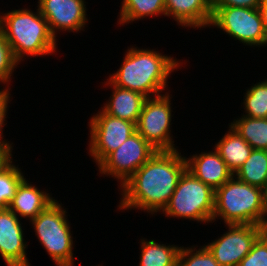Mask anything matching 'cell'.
Listing matches in <instances>:
<instances>
[{"label":"cell","mask_w":267,"mask_h":266,"mask_svg":"<svg viewBox=\"0 0 267 266\" xmlns=\"http://www.w3.org/2000/svg\"><path fill=\"white\" fill-rule=\"evenodd\" d=\"M214 205L215 190L186 169L161 214L168 218H182L204 225L212 223Z\"/></svg>","instance_id":"6"},{"label":"cell","mask_w":267,"mask_h":266,"mask_svg":"<svg viewBox=\"0 0 267 266\" xmlns=\"http://www.w3.org/2000/svg\"><path fill=\"white\" fill-rule=\"evenodd\" d=\"M214 150V151H213ZM187 170L204 184L214 190L221 187L234 174L213 148L212 151H202L186 157Z\"/></svg>","instance_id":"15"},{"label":"cell","mask_w":267,"mask_h":266,"mask_svg":"<svg viewBox=\"0 0 267 266\" xmlns=\"http://www.w3.org/2000/svg\"><path fill=\"white\" fill-rule=\"evenodd\" d=\"M177 266H220V264L204 244L202 246H181Z\"/></svg>","instance_id":"25"},{"label":"cell","mask_w":267,"mask_h":266,"mask_svg":"<svg viewBox=\"0 0 267 266\" xmlns=\"http://www.w3.org/2000/svg\"><path fill=\"white\" fill-rule=\"evenodd\" d=\"M140 255L138 266H177L178 253L181 246L156 242L154 239H140Z\"/></svg>","instance_id":"19"},{"label":"cell","mask_w":267,"mask_h":266,"mask_svg":"<svg viewBox=\"0 0 267 266\" xmlns=\"http://www.w3.org/2000/svg\"><path fill=\"white\" fill-rule=\"evenodd\" d=\"M238 266H267V237L262 233Z\"/></svg>","instance_id":"27"},{"label":"cell","mask_w":267,"mask_h":266,"mask_svg":"<svg viewBox=\"0 0 267 266\" xmlns=\"http://www.w3.org/2000/svg\"><path fill=\"white\" fill-rule=\"evenodd\" d=\"M234 176L263 189L267 184V150L253 149L249 158L238 168Z\"/></svg>","instance_id":"22"},{"label":"cell","mask_w":267,"mask_h":266,"mask_svg":"<svg viewBox=\"0 0 267 266\" xmlns=\"http://www.w3.org/2000/svg\"><path fill=\"white\" fill-rule=\"evenodd\" d=\"M13 147L14 145H0V173L13 163Z\"/></svg>","instance_id":"30"},{"label":"cell","mask_w":267,"mask_h":266,"mask_svg":"<svg viewBox=\"0 0 267 266\" xmlns=\"http://www.w3.org/2000/svg\"><path fill=\"white\" fill-rule=\"evenodd\" d=\"M14 162L0 173V209H8L20 182L26 177Z\"/></svg>","instance_id":"24"},{"label":"cell","mask_w":267,"mask_h":266,"mask_svg":"<svg viewBox=\"0 0 267 266\" xmlns=\"http://www.w3.org/2000/svg\"><path fill=\"white\" fill-rule=\"evenodd\" d=\"M259 10L262 16L264 31L267 36V0H261Z\"/></svg>","instance_id":"31"},{"label":"cell","mask_w":267,"mask_h":266,"mask_svg":"<svg viewBox=\"0 0 267 266\" xmlns=\"http://www.w3.org/2000/svg\"><path fill=\"white\" fill-rule=\"evenodd\" d=\"M3 13L0 12V30L18 63L21 64L25 57L29 59L57 53L58 39L50 32L48 22L38 7L36 12L25 7Z\"/></svg>","instance_id":"3"},{"label":"cell","mask_w":267,"mask_h":266,"mask_svg":"<svg viewBox=\"0 0 267 266\" xmlns=\"http://www.w3.org/2000/svg\"><path fill=\"white\" fill-rule=\"evenodd\" d=\"M165 14L178 26L205 30L212 20V0H165Z\"/></svg>","instance_id":"14"},{"label":"cell","mask_w":267,"mask_h":266,"mask_svg":"<svg viewBox=\"0 0 267 266\" xmlns=\"http://www.w3.org/2000/svg\"><path fill=\"white\" fill-rule=\"evenodd\" d=\"M227 231L205 246L220 266H238L250 252L253 243L263 233L264 226L254 224H226Z\"/></svg>","instance_id":"11"},{"label":"cell","mask_w":267,"mask_h":266,"mask_svg":"<svg viewBox=\"0 0 267 266\" xmlns=\"http://www.w3.org/2000/svg\"><path fill=\"white\" fill-rule=\"evenodd\" d=\"M40 13L48 22L52 35L56 38L58 33H81L88 27L87 6L85 0H38Z\"/></svg>","instance_id":"12"},{"label":"cell","mask_w":267,"mask_h":266,"mask_svg":"<svg viewBox=\"0 0 267 266\" xmlns=\"http://www.w3.org/2000/svg\"><path fill=\"white\" fill-rule=\"evenodd\" d=\"M99 110L88 122L90 141L87 148L97 166L136 132L135 123L106 114L101 108Z\"/></svg>","instance_id":"9"},{"label":"cell","mask_w":267,"mask_h":266,"mask_svg":"<svg viewBox=\"0 0 267 266\" xmlns=\"http://www.w3.org/2000/svg\"><path fill=\"white\" fill-rule=\"evenodd\" d=\"M228 125L253 149L267 150V118H250L241 115Z\"/></svg>","instance_id":"21"},{"label":"cell","mask_w":267,"mask_h":266,"mask_svg":"<svg viewBox=\"0 0 267 266\" xmlns=\"http://www.w3.org/2000/svg\"><path fill=\"white\" fill-rule=\"evenodd\" d=\"M11 91H4L0 95V145H13L14 143L11 141H8V139H5L4 137V126L7 125V117H8V110H9V104L12 101L11 99Z\"/></svg>","instance_id":"28"},{"label":"cell","mask_w":267,"mask_h":266,"mask_svg":"<svg viewBox=\"0 0 267 266\" xmlns=\"http://www.w3.org/2000/svg\"><path fill=\"white\" fill-rule=\"evenodd\" d=\"M242 107L245 110L241 115L250 118H267V78L259 80L246 89Z\"/></svg>","instance_id":"23"},{"label":"cell","mask_w":267,"mask_h":266,"mask_svg":"<svg viewBox=\"0 0 267 266\" xmlns=\"http://www.w3.org/2000/svg\"><path fill=\"white\" fill-rule=\"evenodd\" d=\"M118 14L117 25L124 26L131 22L143 20L144 18L164 16L165 0H123Z\"/></svg>","instance_id":"20"},{"label":"cell","mask_w":267,"mask_h":266,"mask_svg":"<svg viewBox=\"0 0 267 266\" xmlns=\"http://www.w3.org/2000/svg\"><path fill=\"white\" fill-rule=\"evenodd\" d=\"M261 0H212V7L259 8Z\"/></svg>","instance_id":"29"},{"label":"cell","mask_w":267,"mask_h":266,"mask_svg":"<svg viewBox=\"0 0 267 266\" xmlns=\"http://www.w3.org/2000/svg\"><path fill=\"white\" fill-rule=\"evenodd\" d=\"M263 202H264V213H265V224L267 221V184L263 188Z\"/></svg>","instance_id":"32"},{"label":"cell","mask_w":267,"mask_h":266,"mask_svg":"<svg viewBox=\"0 0 267 266\" xmlns=\"http://www.w3.org/2000/svg\"><path fill=\"white\" fill-rule=\"evenodd\" d=\"M213 27L250 48L267 46L259 8L212 7L209 29Z\"/></svg>","instance_id":"7"},{"label":"cell","mask_w":267,"mask_h":266,"mask_svg":"<svg viewBox=\"0 0 267 266\" xmlns=\"http://www.w3.org/2000/svg\"><path fill=\"white\" fill-rule=\"evenodd\" d=\"M105 80L107 81L102 82V86L104 84L106 89L111 88L112 94L101 109L106 114L136 124L147 97L137 91L113 85L108 79Z\"/></svg>","instance_id":"17"},{"label":"cell","mask_w":267,"mask_h":266,"mask_svg":"<svg viewBox=\"0 0 267 266\" xmlns=\"http://www.w3.org/2000/svg\"><path fill=\"white\" fill-rule=\"evenodd\" d=\"M32 183L24 178L18 185L8 207L19 218H25L29 222L55 200L51 193L49 194L48 189L41 190Z\"/></svg>","instance_id":"16"},{"label":"cell","mask_w":267,"mask_h":266,"mask_svg":"<svg viewBox=\"0 0 267 266\" xmlns=\"http://www.w3.org/2000/svg\"><path fill=\"white\" fill-rule=\"evenodd\" d=\"M187 169L180 150L157 151L120 188L118 210H141L156 215L168 205Z\"/></svg>","instance_id":"1"},{"label":"cell","mask_w":267,"mask_h":266,"mask_svg":"<svg viewBox=\"0 0 267 266\" xmlns=\"http://www.w3.org/2000/svg\"><path fill=\"white\" fill-rule=\"evenodd\" d=\"M9 209H0V256L7 266H31L23 223Z\"/></svg>","instance_id":"13"},{"label":"cell","mask_w":267,"mask_h":266,"mask_svg":"<svg viewBox=\"0 0 267 266\" xmlns=\"http://www.w3.org/2000/svg\"><path fill=\"white\" fill-rule=\"evenodd\" d=\"M265 226L263 189L245 183L234 175L215 190L212 223Z\"/></svg>","instance_id":"4"},{"label":"cell","mask_w":267,"mask_h":266,"mask_svg":"<svg viewBox=\"0 0 267 266\" xmlns=\"http://www.w3.org/2000/svg\"><path fill=\"white\" fill-rule=\"evenodd\" d=\"M135 46L130 45V48H127L119 69L107 79L113 85L137 91L147 98L166 93L165 90L169 92L168 79L181 69L186 61L176 57L174 59L173 56L164 55L156 49Z\"/></svg>","instance_id":"2"},{"label":"cell","mask_w":267,"mask_h":266,"mask_svg":"<svg viewBox=\"0 0 267 266\" xmlns=\"http://www.w3.org/2000/svg\"><path fill=\"white\" fill-rule=\"evenodd\" d=\"M55 199L41 213L29 222L35 236L55 266H75L74 236L69 223L67 208ZM31 223V224H30Z\"/></svg>","instance_id":"5"},{"label":"cell","mask_w":267,"mask_h":266,"mask_svg":"<svg viewBox=\"0 0 267 266\" xmlns=\"http://www.w3.org/2000/svg\"><path fill=\"white\" fill-rule=\"evenodd\" d=\"M157 151L136 131L111 152L97 169L100 176L116 178L119 189Z\"/></svg>","instance_id":"10"},{"label":"cell","mask_w":267,"mask_h":266,"mask_svg":"<svg viewBox=\"0 0 267 266\" xmlns=\"http://www.w3.org/2000/svg\"><path fill=\"white\" fill-rule=\"evenodd\" d=\"M172 97V94L166 91L161 95L146 98L136 123V131L158 151L178 150L171 131L174 116Z\"/></svg>","instance_id":"8"},{"label":"cell","mask_w":267,"mask_h":266,"mask_svg":"<svg viewBox=\"0 0 267 266\" xmlns=\"http://www.w3.org/2000/svg\"><path fill=\"white\" fill-rule=\"evenodd\" d=\"M228 128L213 147L234 174L249 158L253 148L230 125Z\"/></svg>","instance_id":"18"},{"label":"cell","mask_w":267,"mask_h":266,"mask_svg":"<svg viewBox=\"0 0 267 266\" xmlns=\"http://www.w3.org/2000/svg\"><path fill=\"white\" fill-rule=\"evenodd\" d=\"M18 65L20 64L14 58L11 47L0 30V85L4 84L2 87L4 91L11 90L9 87V85L12 86L11 80L13 78L11 76L14 75Z\"/></svg>","instance_id":"26"},{"label":"cell","mask_w":267,"mask_h":266,"mask_svg":"<svg viewBox=\"0 0 267 266\" xmlns=\"http://www.w3.org/2000/svg\"><path fill=\"white\" fill-rule=\"evenodd\" d=\"M1 87L2 86H0V95L4 92V90Z\"/></svg>","instance_id":"34"},{"label":"cell","mask_w":267,"mask_h":266,"mask_svg":"<svg viewBox=\"0 0 267 266\" xmlns=\"http://www.w3.org/2000/svg\"><path fill=\"white\" fill-rule=\"evenodd\" d=\"M263 233H267V221H266V224H265V226L263 228Z\"/></svg>","instance_id":"33"}]
</instances>
